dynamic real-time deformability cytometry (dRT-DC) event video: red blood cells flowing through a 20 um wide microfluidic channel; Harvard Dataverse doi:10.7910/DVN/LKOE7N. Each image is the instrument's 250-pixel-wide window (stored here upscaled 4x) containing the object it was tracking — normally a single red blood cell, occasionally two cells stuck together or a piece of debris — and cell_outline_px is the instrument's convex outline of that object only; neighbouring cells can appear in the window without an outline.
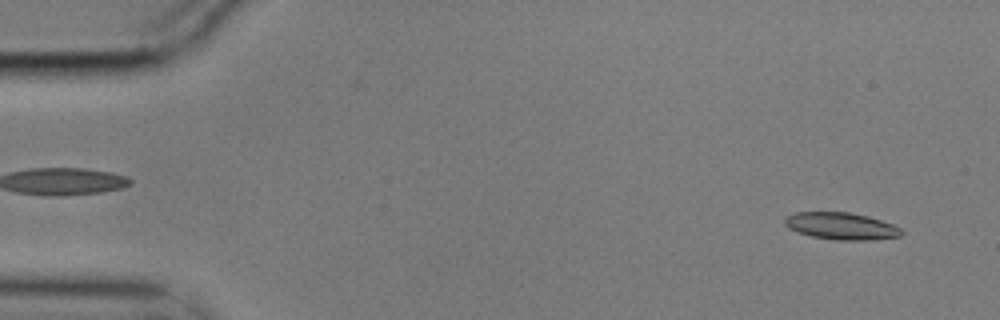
{"species": "common noctule bat (a hibernating species)", "species_latin": "Nyctalus noctula", "temperature_condition": "cold", "stored_images_in_passage": 56, "camera_frame_rate_fps": 3000, "um_per_image_px": 0.085, "animal": {"sex": "male", "body_mass_g": 17.9}, "frame": {"image": 1, "passage_image": 3, "time_ms": 0.667, "image_size_px": [1000, 320], "cell_outline_px": [[904, 232], [900, 236], [872, 240], [836, 240], [812, 236], [788, 228], [784, 224], [784, 220], [788, 216], [796, 212], [848, 212], [868, 216], [892, 224], [900, 228]], "centroid_in_image_um": [71.52, 19.21], "position_along_channel_um": 13.5, "area_um2": 18.26}}
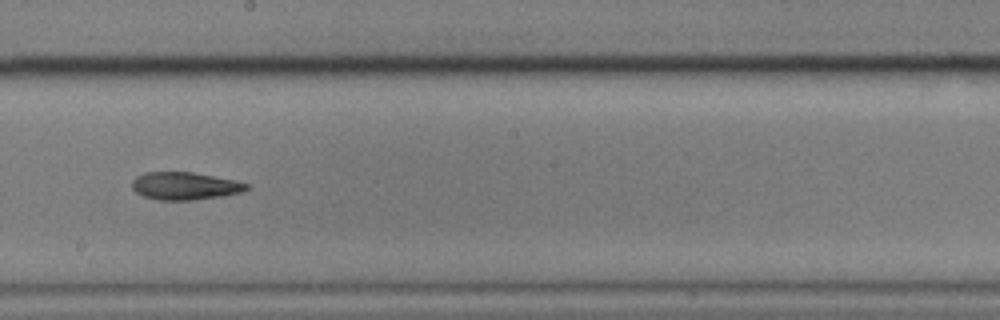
{"frame": {"image": 2, "passage_image": 31, "time_ms": 10.0, "image_size_px": [1000, 320], "cell_outline_px": [[248, 188], [244, 192], [220, 196], [192, 200], [156, 200], [144, 196], [136, 192], [132, 188], [132, 180], [136, 176], [144, 172], [192, 172], [236, 180], [248, 184]], "centroid_in_image_um": [15.7, 15.8], "position_along_channel_um": 232.5, "area_um2": 18.5}}
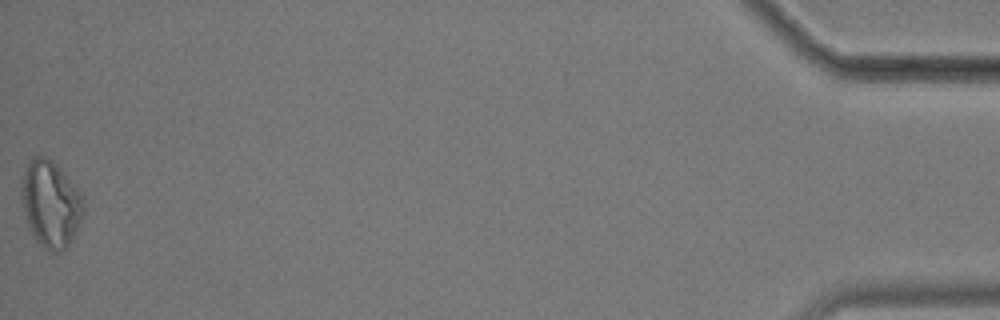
{"frame": {"image": 3, "passage_image": 56, "time_ms": 18.333, "image_size_px": [1000, 320], "cell_outline_px": [[84, 208], [80, 220], [68, 244], [60, 252], [52, 252], [40, 244], [36, 240], [28, 224], [24, 212], [20, 196], [20, 188], [24, 168], [28, 160], [32, 156], [44, 156], [52, 160], [64, 172], [80, 196]], "centroid_in_image_um": [4.24, 17.28], "position_along_channel_um": 431.0, "area_um2": 30.69}, "authors_computed_cell_mechanics": {"area_um2": 19.074, "velocity_mm_per_s": 3.5268, "shape_relaxation_time_tau1_ms": null, "shape_relaxation_time_tau2_ms": 4.6623, "deformation_change_tau1": null, "deformation_change_tau2": 0.1349}}